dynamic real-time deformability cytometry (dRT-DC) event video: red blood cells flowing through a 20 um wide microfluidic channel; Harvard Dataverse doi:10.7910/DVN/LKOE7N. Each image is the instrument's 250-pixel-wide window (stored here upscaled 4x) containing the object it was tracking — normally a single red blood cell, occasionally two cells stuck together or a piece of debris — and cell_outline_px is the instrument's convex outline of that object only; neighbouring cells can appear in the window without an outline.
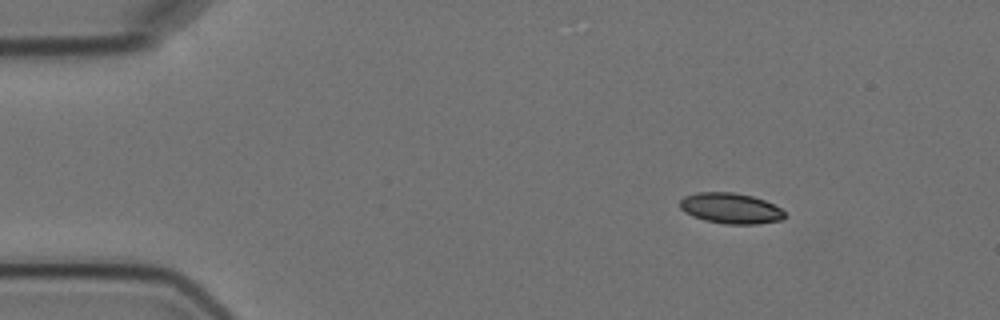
{"species": "Egyptian fruit bat (a non-hibernating species)", "species_latin": "Rousettus aegyptiacus", "temperature_condition": "cold", "stored_images_in_passage": 3, "camera_frame_rate_fps": 3000, "um_per_image_px": 0.085, "animal": {"sex": "female"}, "frame": {"image": 1, "passage_image": 1, "time_ms": 0.0, "image_size_px": [1000, 320], "cell_outline_px": [[784, 220], [756, 224], [724, 224], [704, 220], [692, 216], [684, 212], [680, 208], [680, 200], [684, 196], [696, 192], [732, 192], [752, 196], [764, 200], [780, 208], [784, 212]], "centroid_in_image_um": [62.08, 17.71], "position_along_channel_um": 22.9, "area_um2": 18.79}}